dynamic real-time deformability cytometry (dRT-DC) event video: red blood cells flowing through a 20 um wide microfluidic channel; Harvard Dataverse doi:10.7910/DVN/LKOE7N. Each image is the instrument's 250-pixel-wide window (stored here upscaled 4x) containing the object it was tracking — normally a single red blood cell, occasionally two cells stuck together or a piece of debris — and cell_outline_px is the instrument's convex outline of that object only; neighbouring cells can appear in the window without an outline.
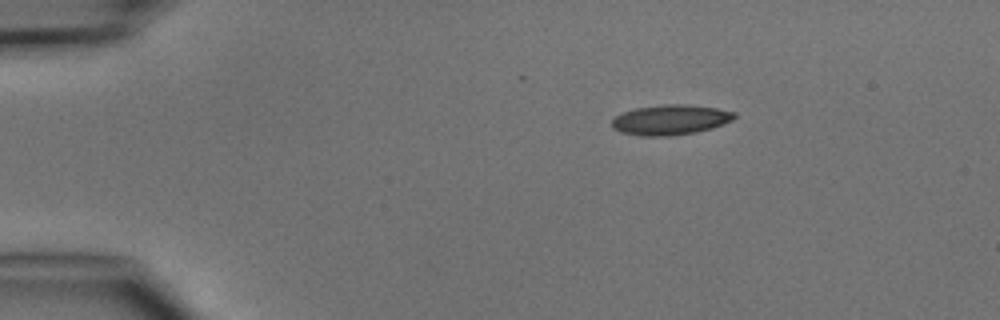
{"species": "common noctule bat (a hibernating species)", "species_latin": "Nyctalus noctula", "temperature_condition": "cold", "stored_images_in_passage": 3, "camera_frame_rate_fps": 3000, "um_per_image_px": 0.085, "animal": {"sex": "male", "body_mass_g": 15.6}, "frame": {"image": 1, "passage_image": 1, "time_ms": 0.0, "image_size_px": [1000, 320], "cell_outline_px": [[736, 116], [732, 120], [712, 128], [696, 132], [668, 136], [640, 136], [620, 132], [612, 128], [612, 120], [616, 116], [624, 112], [636, 108], [664, 104], [688, 104], [716, 108], [736, 112]], "centroid_in_image_um": [56.98, 10.18], "position_along_channel_um": 28.0, "area_um2": 21.5}}
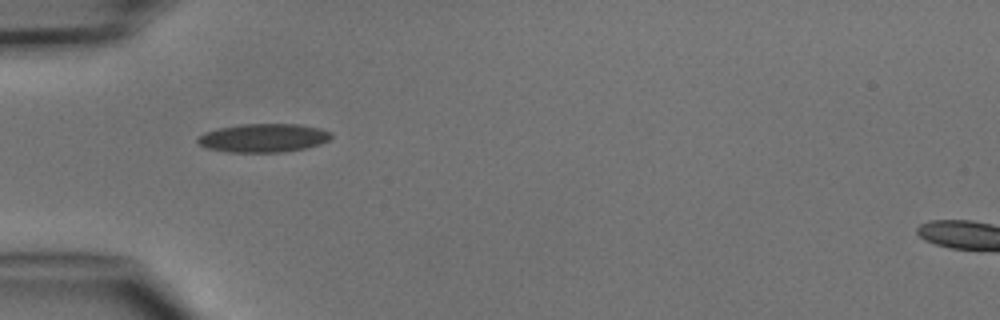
{"frame": {"image": 2, "passage_image": 3, "time_ms": 2.333, "image_size_px": [1000, 320], "cell_outline_px": [[332, 136], [328, 140], [320, 144], [304, 148], [284, 152], [228, 152], [208, 148], [200, 144], [196, 140], [204, 132], [220, 128], [244, 124], [296, 124], [320, 128], [332, 132]], "centroid_in_image_um": [22.42, 11.72], "position_along_channel_um": 62.6, "area_um2": 22.02}}